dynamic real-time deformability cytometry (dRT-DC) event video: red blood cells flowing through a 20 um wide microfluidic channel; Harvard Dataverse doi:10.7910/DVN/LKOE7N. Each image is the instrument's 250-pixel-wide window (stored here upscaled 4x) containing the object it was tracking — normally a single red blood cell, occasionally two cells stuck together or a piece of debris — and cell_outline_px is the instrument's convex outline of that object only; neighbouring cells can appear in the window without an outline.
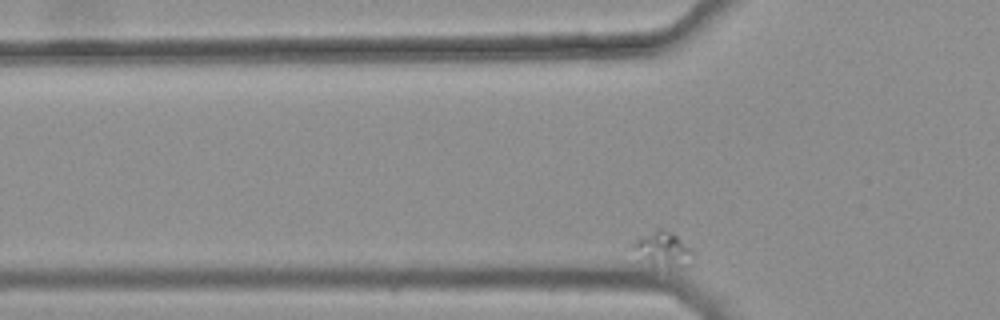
{"species": "common noctule bat (a hibernating species)", "species_latin": "Nyctalus noctula", "temperature_condition": "warm", "stored_images_in_passage": 38, "camera_frame_rate_fps": 3000, "um_per_image_px": 0.085, "animal": {"sex": "female", "body_mass_g": 25.1}, "frame": {"image": 1, "passage_image": 2, "time_ms": 0.333, "image_size_px": [1000, 320], "cell_outline_px": [[692, 252], [688, 264], [668, 272], [652, 268], [632, 248], [632, 244], [636, 240], [656, 228], [660, 228], [676, 236]], "centroid_in_image_um": [56.3, 21.29], "position_along_channel_um": 69.5, "area_um2": 12.25}}